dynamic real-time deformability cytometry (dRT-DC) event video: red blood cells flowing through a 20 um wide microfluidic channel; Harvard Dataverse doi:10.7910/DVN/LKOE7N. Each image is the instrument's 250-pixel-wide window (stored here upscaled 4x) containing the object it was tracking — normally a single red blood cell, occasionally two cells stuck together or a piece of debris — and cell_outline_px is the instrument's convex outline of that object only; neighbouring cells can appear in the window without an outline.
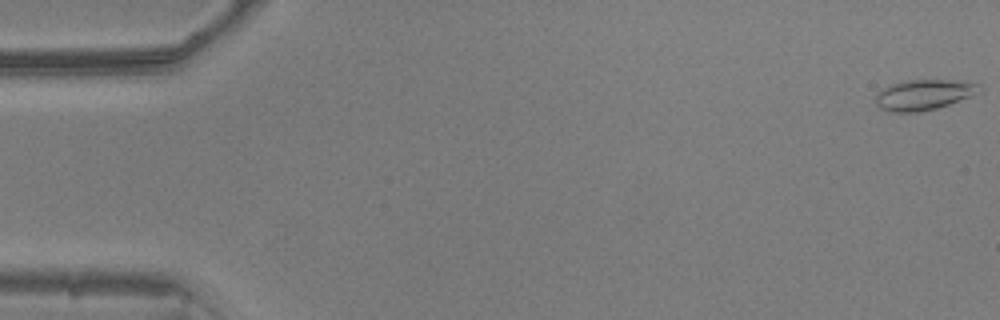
{"species": "common noctule bat (a hibernating species)", "species_latin": "Nyctalus noctula", "temperature_condition": "warm", "stored_images_in_passage": 50, "camera_frame_rate_fps": 3000, "um_per_image_px": 0.085, "animal": {"sex": "male", "body_mass_g": 20.5, "forearm_length_mm": 52.5}, "frame": {"image": 1, "passage_image": 1, "time_ms": 0.0, "image_size_px": [1000, 320], "cell_outline_px": [[984, 88], [980, 92], [948, 104], [936, 108], [916, 112], [888, 112], [880, 108], [876, 104], [876, 92], [892, 84], [908, 80], [948, 80], [980, 84]], "centroid_in_image_um": [78.5, 8.05], "position_along_channel_um": 6.5, "area_um2": 18.21}}
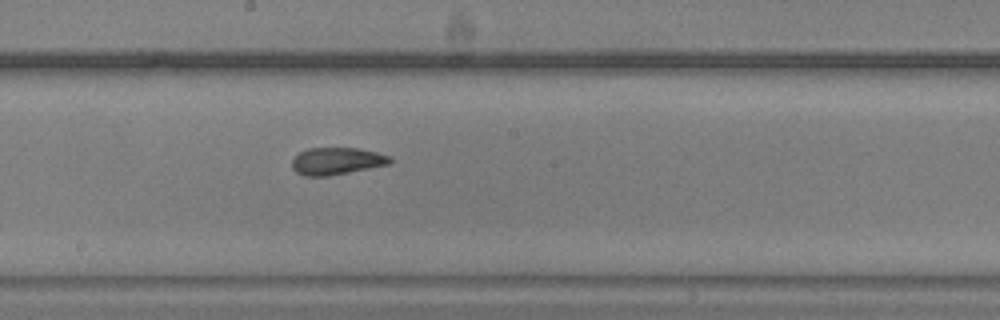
{"frame": {"image": 2, "passage_image": 29, "time_ms": 9.333, "image_size_px": [1000, 320], "cell_outline_px": [[392, 160], [388, 164], [328, 176], [304, 176], [296, 172], [292, 168], [292, 160], [300, 152], [308, 148], [356, 148], [376, 152], [392, 156]], "centroid_in_image_um": [28.6, 13.69], "position_along_channel_um": 219.6, "area_um2": 15.37}}
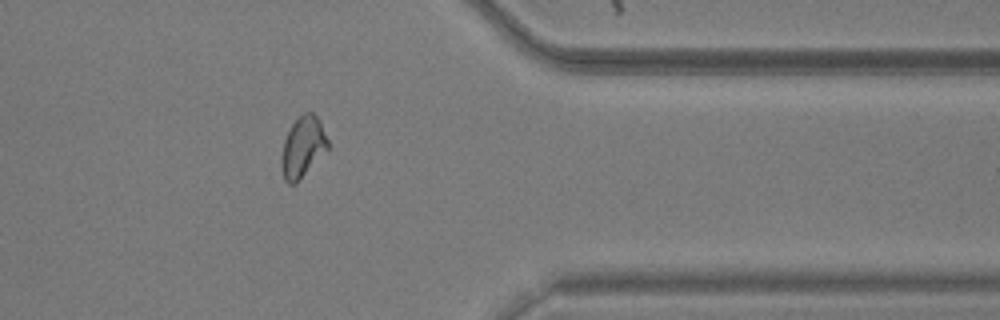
{"frame": {"image": 3, "passage_image": 43, "time_ms": 14.0, "image_size_px": [1000, 320], "cell_outline_px": [[328, 148], [300, 180], [296, 184], [288, 184], [284, 180], [280, 168], [280, 156], [284, 140], [292, 124], [304, 112], [312, 112], [320, 120], [328, 140]], "centroid_in_image_um": [25.71, 12.53], "position_along_channel_um": 385.7, "area_um2": 16.53}, "authors_computed_cell_mechanics": {"area_um2": 16.473, "velocity_mm_per_s": 3.8731, "shape_relaxation_time_tau1_ms": null, "shape_relaxation_time_tau2_ms": 1.9017, "deformation_change_tau1": null, "deformation_change_tau2": 0.0778}}